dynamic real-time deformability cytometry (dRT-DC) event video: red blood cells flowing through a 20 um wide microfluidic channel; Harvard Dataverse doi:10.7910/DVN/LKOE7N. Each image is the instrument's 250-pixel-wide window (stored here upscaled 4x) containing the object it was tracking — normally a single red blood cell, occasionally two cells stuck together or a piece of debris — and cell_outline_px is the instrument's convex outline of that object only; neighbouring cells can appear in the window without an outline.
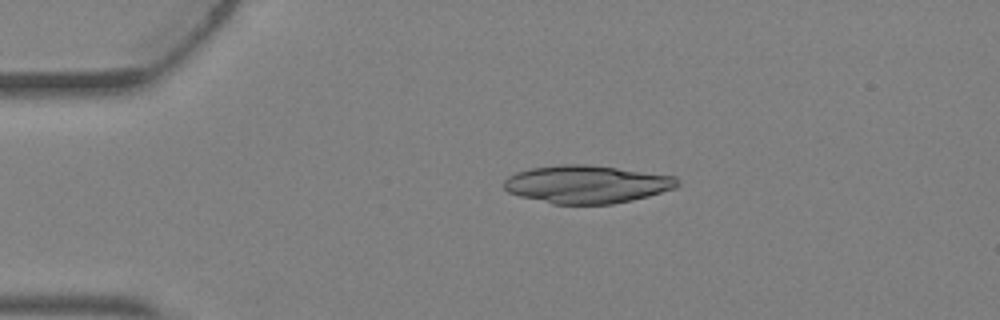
{"species": "Egyptian fruit bat (a non-hibernating species)", "species_latin": "Rousettus aegyptiacus", "temperature_condition": "warm", "stored_images_in_passage": 5, "camera_frame_rate_fps": 3000, "um_per_image_px": 0.085, "animal": {"sex": "female"}, "frame": {"image": 1, "passage_image": 2, "time_ms": 0.333, "image_size_px": [1000, 320], "cell_outline_px": [[680, 184], [676, 188], [648, 196], [632, 200], [612, 204], [552, 204], [520, 196], [508, 192], [504, 188], [504, 180], [508, 176], [516, 172], [528, 168], [560, 164], [588, 164], [676, 176], [680, 180]], "centroid_in_image_um": [49.87, 15.66], "position_along_channel_um": 35.1, "area_um2": 38.55}}